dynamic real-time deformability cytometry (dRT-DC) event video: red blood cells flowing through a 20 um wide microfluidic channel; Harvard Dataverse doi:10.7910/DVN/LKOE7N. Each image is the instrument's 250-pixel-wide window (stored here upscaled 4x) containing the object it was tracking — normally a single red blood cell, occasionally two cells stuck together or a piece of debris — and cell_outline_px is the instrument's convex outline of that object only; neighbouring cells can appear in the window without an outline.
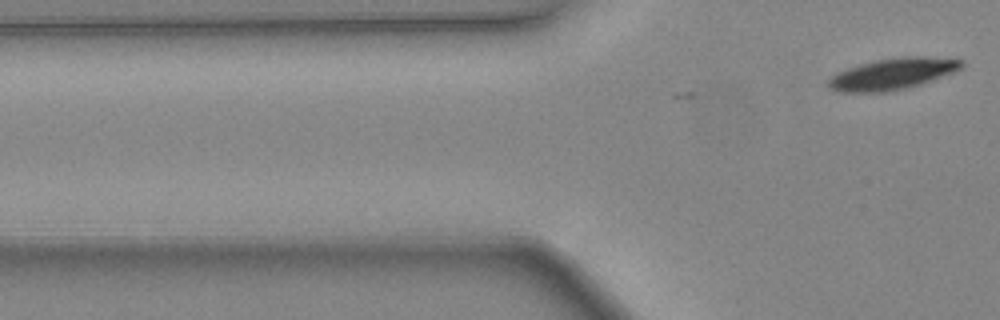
{"species": "common noctule bat (a hibernating species)", "species_latin": "Nyctalus noctula", "temperature_condition": "warm", "stored_images_in_passage": 2, "camera_frame_rate_fps": 3000, "um_per_image_px": 0.085, "animal": {"sex": "female", "body_mass_g": 24.6, "forearm_length_mm": 56.2}, "frame": {"image": 1, "passage_image": 2, "time_ms": 0.333, "image_size_px": [1000, 320], "cell_outline_px": [[964, 64], [960, 68], [952, 72], [920, 84], [908, 88], [884, 92], [840, 92], [828, 88], [828, 80], [832, 76], [848, 68], [860, 64], [876, 60], [904, 56], [924, 56], [964, 60]], "centroid_in_image_um": [75.85, 6.28], "position_along_channel_um": 49.9, "area_um2": 24.04}}